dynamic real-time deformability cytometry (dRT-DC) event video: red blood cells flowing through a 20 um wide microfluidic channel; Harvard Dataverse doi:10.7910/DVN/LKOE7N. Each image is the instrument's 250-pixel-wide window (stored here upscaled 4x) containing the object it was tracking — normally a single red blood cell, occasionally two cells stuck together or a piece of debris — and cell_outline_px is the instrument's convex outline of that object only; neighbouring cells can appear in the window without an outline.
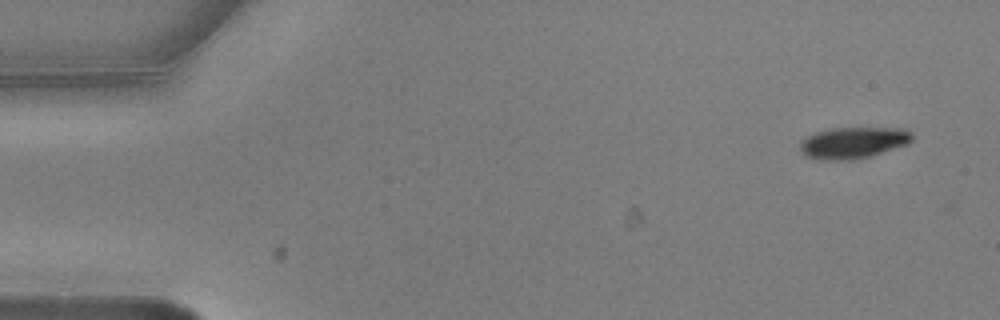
{"species": "common noctule bat (a hibernating species)", "species_latin": "Nyctalus noctula", "temperature_condition": "warm", "stored_images_in_passage": 3, "camera_frame_rate_fps": 3000, "um_per_image_px": 0.085, "animal": {"sex": "male", "body_mass_g": 20.5, "forearm_length_mm": 52.5}, "frame": {"image": 1, "passage_image": 1, "time_ms": 0.0, "image_size_px": [1000, 320], "cell_outline_px": [[912, 140], [908, 144], [872, 156], [852, 160], [816, 160], [804, 156], [800, 152], [800, 140], [816, 132], [828, 128], [904, 128], [912, 132]], "centroid_in_image_um": [72.5, 12.14], "position_along_channel_um": 12.5, "area_um2": 20.92}}